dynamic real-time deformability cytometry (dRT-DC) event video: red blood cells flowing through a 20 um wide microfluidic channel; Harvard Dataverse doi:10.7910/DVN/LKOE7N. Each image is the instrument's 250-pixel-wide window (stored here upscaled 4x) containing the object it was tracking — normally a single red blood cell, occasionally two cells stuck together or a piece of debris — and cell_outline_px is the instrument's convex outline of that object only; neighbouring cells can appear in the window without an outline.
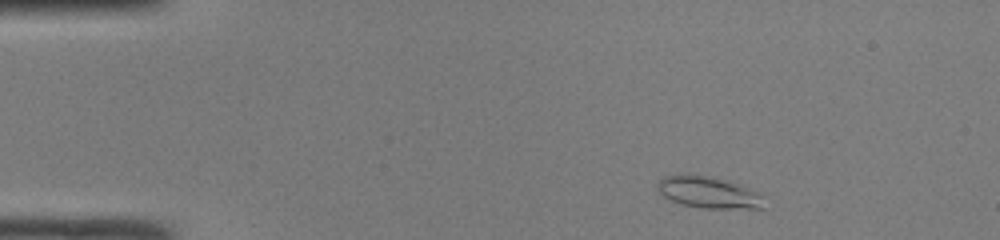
{"species": "common noctule bat (a hibernating species)", "species_latin": "Nyctalus noctula", "temperature_condition": "room temperature", "stored_images_in_passage": 44, "camera_frame_rate_fps": 3000, "um_per_image_px": 0.085, "animal": {"sex": "male", "body_mass_g": 19.0, "forearm_length_mm": 50.8}, "frame": {"image": 1, "passage_image": 3, "time_ms": 0.667, "image_size_px": [1000, 240], "cell_outline_px": [[764, 208], [704, 208], [680, 204], [656, 192], [656, 184], [664, 176], [680, 172], [708, 176], [728, 180], [748, 188], [756, 192], [760, 196]], "centroid_in_image_um": [60.11, 16.32], "position_along_channel_um": 24.9, "area_um2": 19.77}}
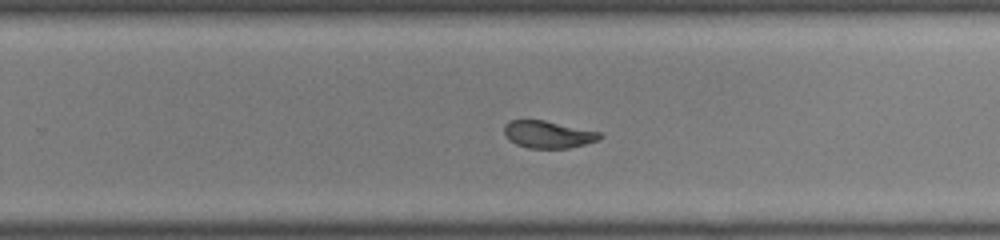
{"frame": {"image": 2, "passage_image": 27, "time_ms": 8.667, "image_size_px": [1000, 240], "cell_outline_px": [[604, 136], [600, 140], [568, 148], [528, 148], [516, 144], [508, 140], [504, 136], [504, 124], [508, 120], [544, 120], [600, 132]], "centroid_in_image_um": [46.56, 11.42], "position_along_channel_um": 283.2, "area_um2": 15.32}}
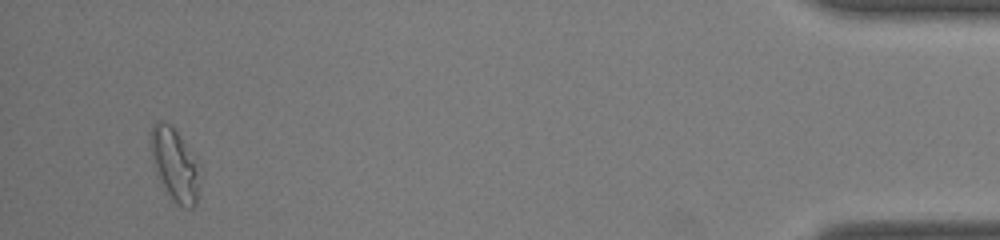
{"frame": {"image": 3, "passage_image": 42, "time_ms": 13.667, "image_size_px": [1000, 240], "cell_outline_px": [[200, 164], [196, 204], [192, 208], [184, 208], [176, 204], [172, 200], [160, 184], [152, 164], [148, 140], [152, 124], [156, 120], [160, 120], [168, 124], [176, 132]], "centroid_in_image_um": [14.79, 14.0], "position_along_channel_um": 420.4, "area_um2": 21.21}, "authors_computed_cell_mechanics": {"area_um2": 16.9932, "velocity_mm_per_s": 4.1895, "shape_relaxation_time_tau1_ms": null, "shape_relaxation_time_tau2_ms": 1.8053, "deformation_change_tau1": null, "deformation_change_tau2": 0.0698}}